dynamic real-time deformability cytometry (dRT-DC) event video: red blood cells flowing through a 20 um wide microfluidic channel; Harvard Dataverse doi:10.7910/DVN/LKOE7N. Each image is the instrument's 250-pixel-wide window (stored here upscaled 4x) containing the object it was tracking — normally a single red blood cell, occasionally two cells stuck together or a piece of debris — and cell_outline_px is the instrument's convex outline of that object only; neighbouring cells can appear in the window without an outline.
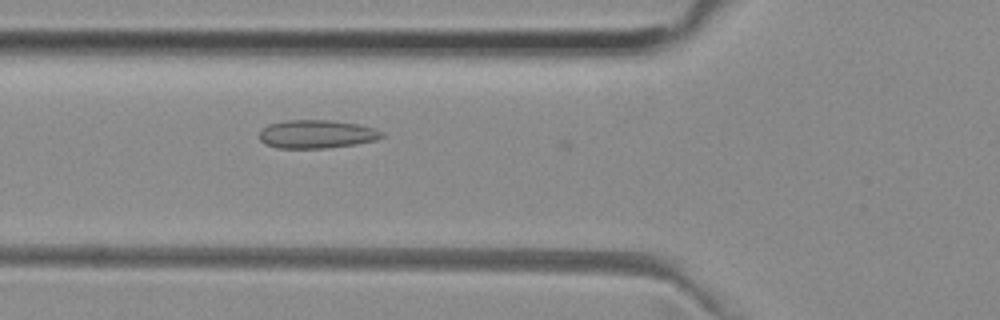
{"species": "common noctule bat (a hibernating species)", "species_latin": "Nyctalus noctula", "temperature_condition": "room temperature", "stored_images_in_passage": 22, "camera_frame_rate_fps": 3000, "um_per_image_px": 0.085, "animal": {"sex": "female", "body_mass_g": 29.2, "forearm_length_mm": 56.3}, "frame": {"image": 1, "passage_image": 19, "time_ms": 6.0, "image_size_px": [1000, 320], "cell_outline_px": [[384, 136], [376, 140], [356, 144], [324, 148], [280, 148], [264, 144], [260, 140], [260, 132], [268, 124], [284, 120], [328, 120], [360, 124], [376, 128], [384, 132]], "centroid_in_image_um": [26.95, 11.39], "position_along_channel_um": 98.9, "area_um2": 20.35}}